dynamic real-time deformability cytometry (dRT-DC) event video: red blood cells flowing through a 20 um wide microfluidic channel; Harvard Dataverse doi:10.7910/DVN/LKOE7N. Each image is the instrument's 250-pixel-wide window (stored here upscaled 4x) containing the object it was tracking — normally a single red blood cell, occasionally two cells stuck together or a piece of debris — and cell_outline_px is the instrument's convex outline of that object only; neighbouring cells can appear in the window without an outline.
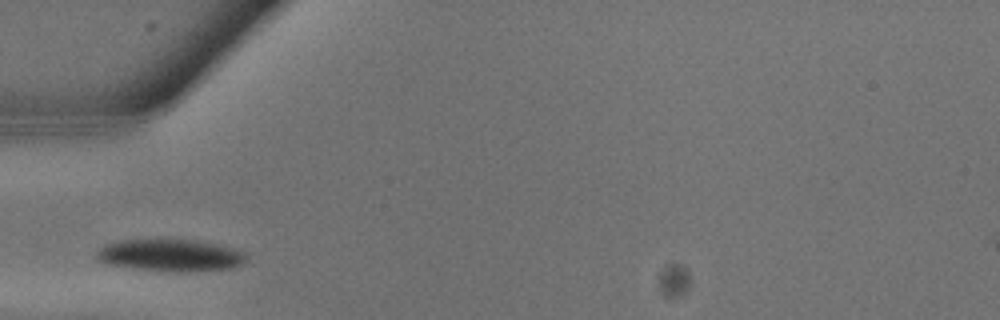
{"species": "common noctule bat (a hibernating species)", "species_latin": "Nyctalus noctula", "temperature_condition": "warm", "stored_images_in_passage": 3, "camera_frame_rate_fps": 3000, "um_per_image_px": 0.085, "animal": {"sex": "male", "body_mass_g": 13.3}, "frame": {"image": 1, "passage_image": 2, "time_ms": 0.333, "image_size_px": [1000, 320], "cell_outline_px": [[248, 256], [244, 264], [232, 268], [180, 272], [132, 268], [104, 264], [96, 256], [96, 252], [104, 244], [120, 240], [156, 236], [168, 236], [196, 240], [220, 244], [244, 252]], "centroid_in_image_um": [14.46, 21.64], "position_along_channel_um": 70.5, "area_um2": 29.36}}